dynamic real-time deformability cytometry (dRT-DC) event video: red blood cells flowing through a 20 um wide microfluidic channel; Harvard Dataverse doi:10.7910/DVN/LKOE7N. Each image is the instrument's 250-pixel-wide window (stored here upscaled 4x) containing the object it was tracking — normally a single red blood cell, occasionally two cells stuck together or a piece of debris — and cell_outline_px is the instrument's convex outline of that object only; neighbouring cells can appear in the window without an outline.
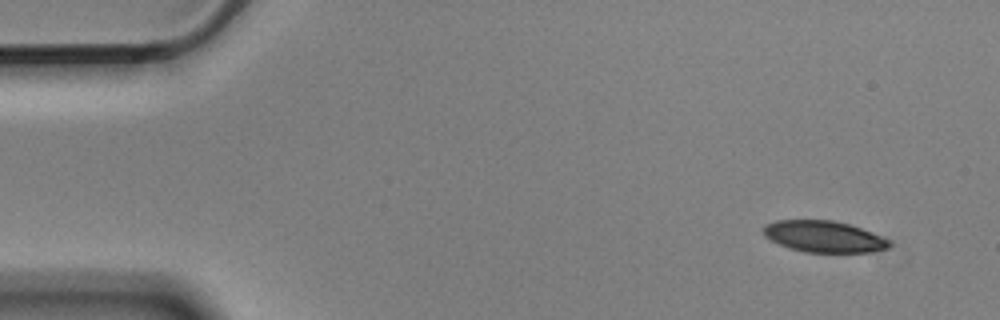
{"species": "Egyptian fruit bat (a non-hibernating species)", "species_latin": "Rousettus aegyptiacus", "temperature_condition": "cold", "stored_images_in_passage": 4, "camera_frame_rate_fps": 3000, "um_per_image_px": 0.085, "animal": {"sex": "male"}, "frame": {"image": 1, "passage_image": 1, "time_ms": 0.0, "image_size_px": [1000, 320], "cell_outline_px": [[892, 244], [888, 248], [872, 252], [804, 252], [788, 248], [764, 236], [764, 224], [776, 220], [832, 220], [848, 224], [872, 232], [888, 240]], "centroid_in_image_um": [70.02, 20.11], "position_along_channel_um": 15.0, "area_um2": 22.95}}
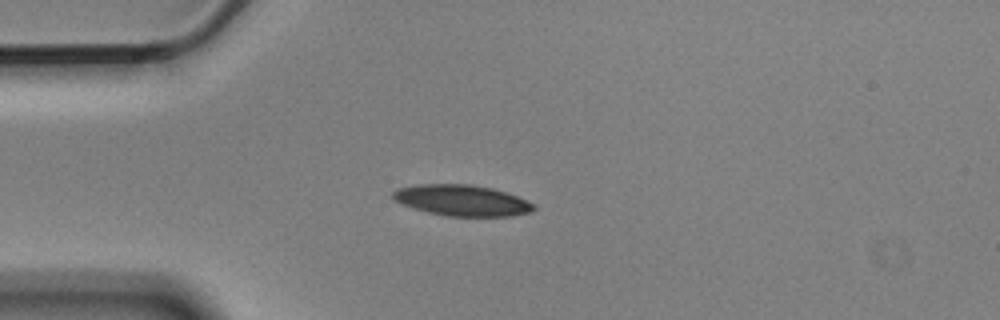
{"frame": {"image": 2, "passage_image": 4, "time_ms": 1.0, "image_size_px": [1000, 320], "cell_outline_px": [[536, 208], [532, 212], [512, 216], [448, 216], [428, 212], [412, 208], [392, 200], [392, 192], [396, 188], [416, 184], [472, 184], [492, 188], [516, 196], [536, 204]], "centroid_in_image_um": [39.24, 17.03], "position_along_channel_um": 45.8, "area_um2": 25.66}}